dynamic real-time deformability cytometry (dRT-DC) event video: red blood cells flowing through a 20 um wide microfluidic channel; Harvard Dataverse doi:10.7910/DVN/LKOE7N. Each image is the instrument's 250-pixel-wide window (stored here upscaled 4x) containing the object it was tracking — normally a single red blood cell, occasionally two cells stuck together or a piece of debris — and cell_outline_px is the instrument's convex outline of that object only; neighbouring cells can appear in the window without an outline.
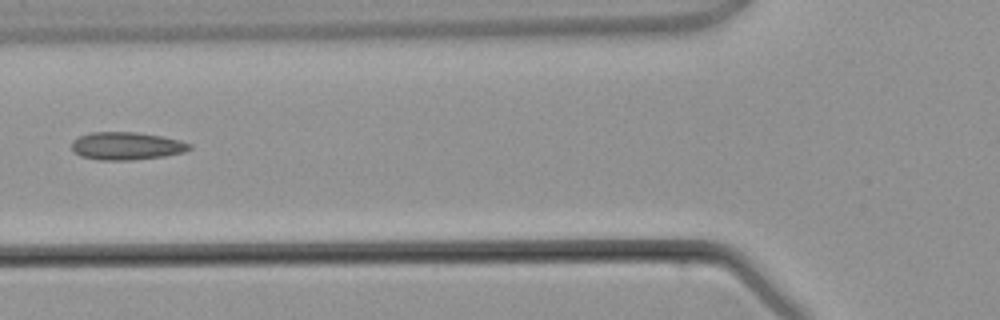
{"species": "common noctule bat (a hibernating species)", "species_latin": "Nyctalus noctula", "temperature_condition": "warm", "stored_images_in_passage": 5, "camera_frame_rate_fps": 3000, "um_per_image_px": 0.085, "animal": {"sex": "male", "body_mass_g": 21.5, "forearm_length_mm": 52.0}, "frame": {"image": 1, "passage_image": 5, "time_ms": 4.667, "image_size_px": [1000, 320], "cell_outline_px": [[192, 148], [184, 152], [164, 156], [132, 160], [96, 160], [80, 156], [72, 148], [72, 140], [80, 136], [92, 132], [136, 132], [160, 136], [180, 140], [192, 144]], "centroid_in_image_um": [10.76, 12.41], "position_along_channel_um": 115.0, "area_um2": 19.07}}